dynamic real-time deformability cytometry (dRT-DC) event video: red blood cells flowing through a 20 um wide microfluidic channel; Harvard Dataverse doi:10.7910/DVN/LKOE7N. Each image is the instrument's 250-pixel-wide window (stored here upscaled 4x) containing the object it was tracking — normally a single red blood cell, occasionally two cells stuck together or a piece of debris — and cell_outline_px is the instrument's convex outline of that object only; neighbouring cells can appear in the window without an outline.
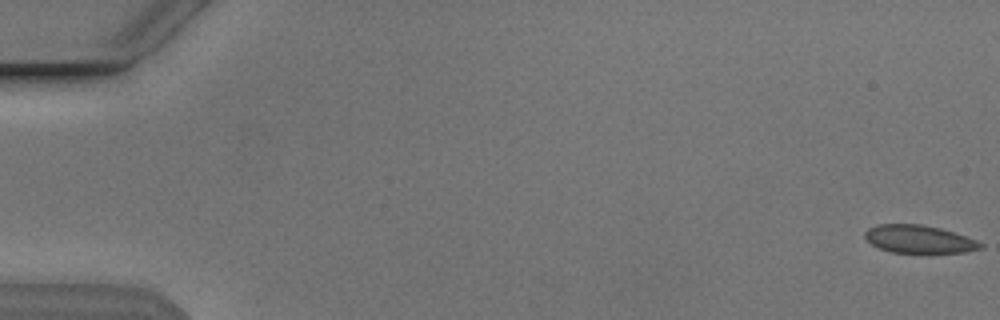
{"species": "Egyptian fruit bat (a non-hibernating species)", "species_latin": "Rousettus aegyptiacus", "temperature_condition": "cold", "stored_images_in_passage": 10, "camera_frame_rate_fps": 3000, "um_per_image_px": 0.085, "animal": {"sex": "male"}, "frame": {"image": 1, "passage_image": 1, "time_ms": 0.0, "image_size_px": [1000, 320], "cell_outline_px": [[984, 248], [964, 252], [892, 252], [880, 248], [872, 244], [864, 236], [864, 232], [868, 228], [876, 224], [920, 224], [940, 228], [976, 240], [984, 244]], "centroid_in_image_um": [78.1, 20.32], "position_along_channel_um": 6.9, "area_um2": 18.55}}